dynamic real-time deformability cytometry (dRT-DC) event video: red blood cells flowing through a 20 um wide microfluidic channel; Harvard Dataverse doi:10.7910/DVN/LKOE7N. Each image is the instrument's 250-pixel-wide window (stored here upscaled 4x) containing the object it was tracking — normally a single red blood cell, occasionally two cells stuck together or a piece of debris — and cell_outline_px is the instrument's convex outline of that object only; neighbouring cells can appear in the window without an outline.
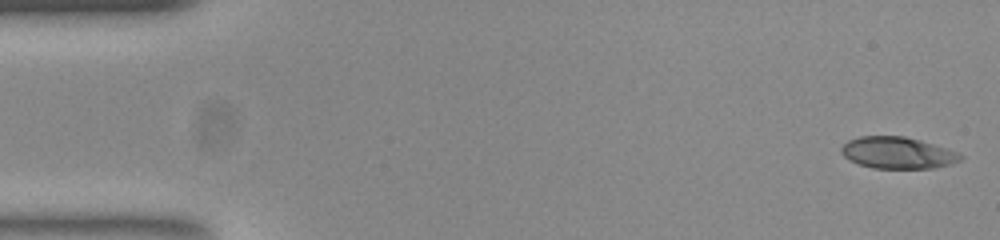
{"species": "common noctule bat (a hibernating species)", "species_latin": "Nyctalus noctula", "temperature_condition": "room temperature", "stored_images_in_passage": 52, "camera_frame_rate_fps": 3000, "um_per_image_px": 0.085, "animal": {"sex": "female", "body_mass_g": 23.0, "forearm_length_mm": 53.4}, "frame": {"image": 1, "passage_image": 1, "time_ms": 0.0, "image_size_px": [1000, 240], "cell_outline_px": [[964, 156], [960, 160], [952, 164], [932, 168], [872, 168], [860, 164], [844, 156], [840, 152], [840, 148], [848, 140], [860, 136], [904, 136], [920, 140], [956, 152]], "centroid_in_image_um": [76.27, 12.99], "position_along_channel_um": 8.7, "area_um2": 21.73}}
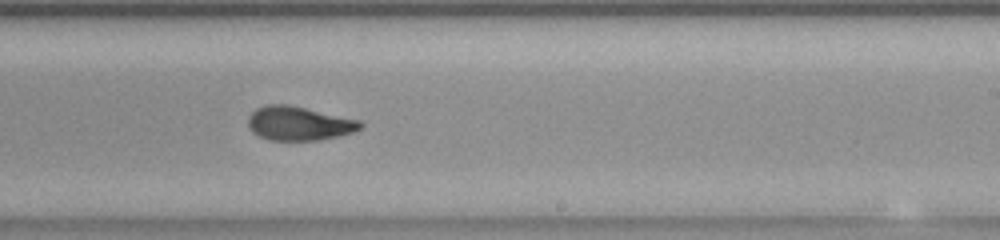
{"frame": {"image": 2, "passage_image": 31, "time_ms": 10.0, "image_size_px": [1000, 240], "cell_outline_px": [[364, 124], [360, 128], [352, 132], [320, 140], [268, 140], [252, 132], [248, 124], [248, 116], [256, 108], [268, 104], [288, 104], [360, 120]], "centroid_in_image_um": [25.38, 10.48], "position_along_channel_um": 263.6, "area_um2": 22.14}}
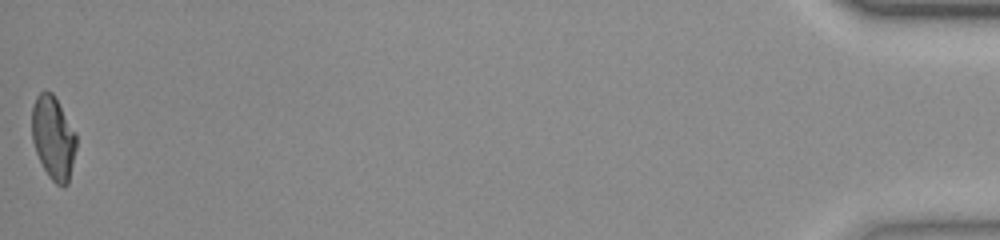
{"frame": {"image": 3, "passage_image": 52, "time_ms": 17.0, "image_size_px": [1000, 240], "cell_outline_px": [[76, 148], [68, 184], [64, 188], [56, 184], [48, 176], [36, 152], [32, 140], [32, 108], [36, 96], [40, 92], [52, 92], [76, 132]], "centroid_in_image_um": [4.53, 11.73], "position_along_channel_um": 430.7, "area_um2": 21.5}, "authors_computed_cell_mechanics": {"area_um2": 22.4842, "velocity_mm_per_s": 3.8688, "shape_relaxation_time_tau1_ms": 8.283, "shape_relaxation_time_tau2_ms": 1.6648, "deformation_change_tau1": 0.244, "deformation_change_tau2": 0.0864}}